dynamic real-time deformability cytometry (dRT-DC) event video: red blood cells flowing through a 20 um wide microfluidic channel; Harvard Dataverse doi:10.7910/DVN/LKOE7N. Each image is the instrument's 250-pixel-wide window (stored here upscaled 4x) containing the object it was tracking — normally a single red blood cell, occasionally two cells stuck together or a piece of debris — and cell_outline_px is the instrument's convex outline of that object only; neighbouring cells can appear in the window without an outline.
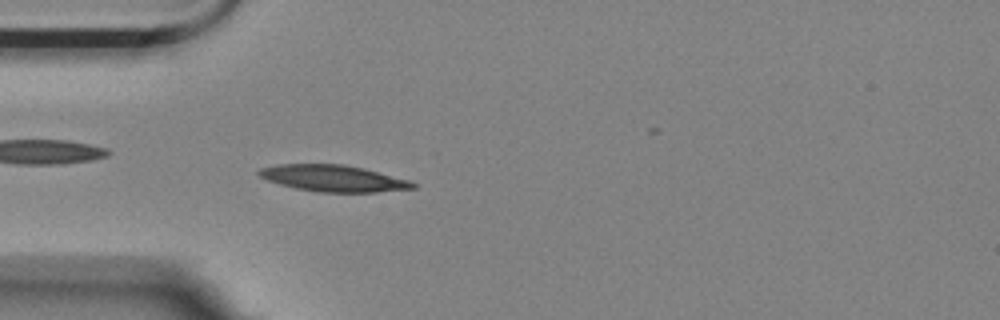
{"species": "Egyptian fruit bat (a non-hibernating species)", "species_latin": "Rousettus aegyptiacus", "temperature_condition": "room temperature", "stored_images_in_passage": 46, "camera_frame_rate_fps": 3000, "um_per_image_px": 0.085, "animal": {"sex": "female"}, "frame": {"image": 1, "passage_image": 12, "time_ms": 3.667, "image_size_px": [1000, 320], "cell_outline_px": [[416, 188], [376, 192], [316, 192], [296, 188], [280, 184], [268, 180], [260, 176], [256, 172], [260, 168], [280, 164], [344, 164], [364, 168], [408, 180], [416, 184]], "centroid_in_image_um": [28.32, 15.15], "position_along_channel_um": 56.7, "area_um2": 23.64}}
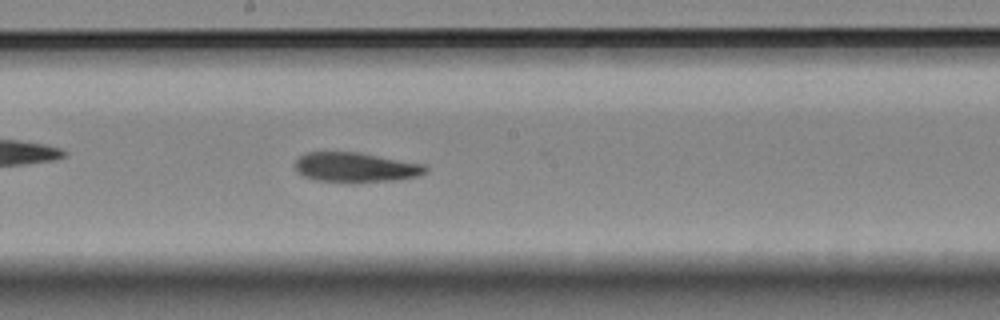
{"frame": {"image": 2, "passage_image": 26, "time_ms": 8.333, "image_size_px": [1000, 320], "cell_outline_px": [[428, 172], [420, 176], [396, 180], [352, 184], [348, 184], [316, 180], [304, 176], [296, 172], [296, 160], [300, 156], [308, 152], [360, 152], [428, 164]], "centroid_in_image_um": [30.31, 14.25], "position_along_channel_um": 217.9, "area_um2": 23.47}}
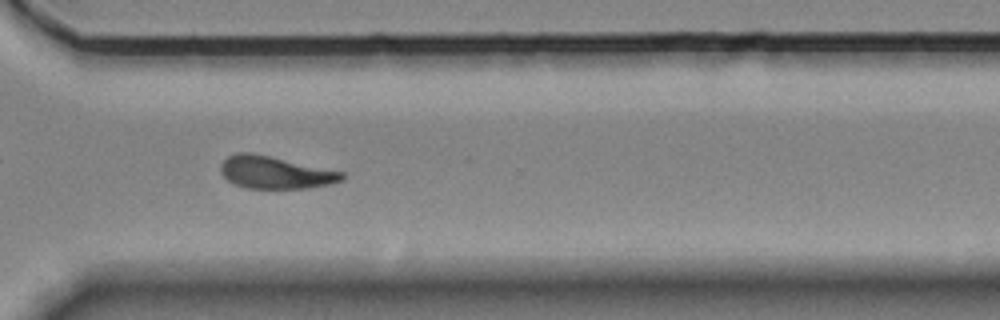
{"frame": {"image": 3, "passage_image": 37, "time_ms": 12.0, "image_size_px": [1000, 320], "cell_outline_px": [[344, 180], [332, 184], [308, 188], [244, 188], [228, 180], [220, 172], [220, 164], [228, 156], [236, 152], [252, 152], [344, 172]], "centroid_in_image_um": [23.39, 14.65], "position_along_channel_um": 347.2, "area_um2": 23.0}, "authors_computed_cell_mechanics": {"area_um2": 22.8599, "velocity_mm_per_s": 3.5223, "shape_relaxation_time_tau1_ms": null, "shape_relaxation_time_tau2_ms": 8.2956, "deformation_change_tau1": null, "deformation_change_tau2": 0.1678}}